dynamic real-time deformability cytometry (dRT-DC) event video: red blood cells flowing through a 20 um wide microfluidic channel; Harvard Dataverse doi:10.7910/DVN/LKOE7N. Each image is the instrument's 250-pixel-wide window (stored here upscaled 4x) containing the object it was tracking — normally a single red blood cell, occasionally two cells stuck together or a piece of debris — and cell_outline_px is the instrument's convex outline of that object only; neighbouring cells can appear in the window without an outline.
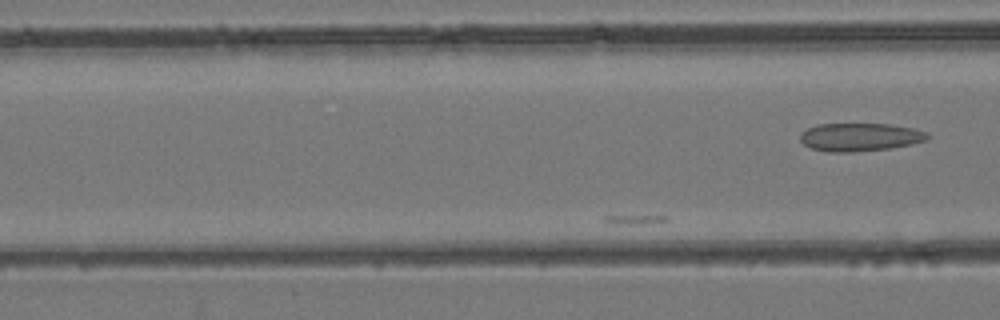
{"species": "common noctule bat (a hibernating species)", "species_latin": "Nyctalus noctula", "temperature_condition": "room temperature", "stored_images_in_passage": 20, "camera_frame_rate_fps": 3000, "um_per_image_px": 0.085, "animal": {"sex": "female", "body_mass_g": 24.6, "forearm_length_mm": 56.2}, "frame": {"image": 1, "passage_image": 20, "time_ms": 6.333, "image_size_px": [1000, 320], "cell_outline_px": [[932, 136], [928, 140], [912, 144], [888, 148], [852, 152], [828, 152], [812, 148], [804, 144], [800, 140], [800, 132], [816, 124], [888, 124], [912, 128], [928, 132]], "centroid_in_image_um": [73.11, 11.65], "position_along_channel_um": 93.5, "area_um2": 20.92}}